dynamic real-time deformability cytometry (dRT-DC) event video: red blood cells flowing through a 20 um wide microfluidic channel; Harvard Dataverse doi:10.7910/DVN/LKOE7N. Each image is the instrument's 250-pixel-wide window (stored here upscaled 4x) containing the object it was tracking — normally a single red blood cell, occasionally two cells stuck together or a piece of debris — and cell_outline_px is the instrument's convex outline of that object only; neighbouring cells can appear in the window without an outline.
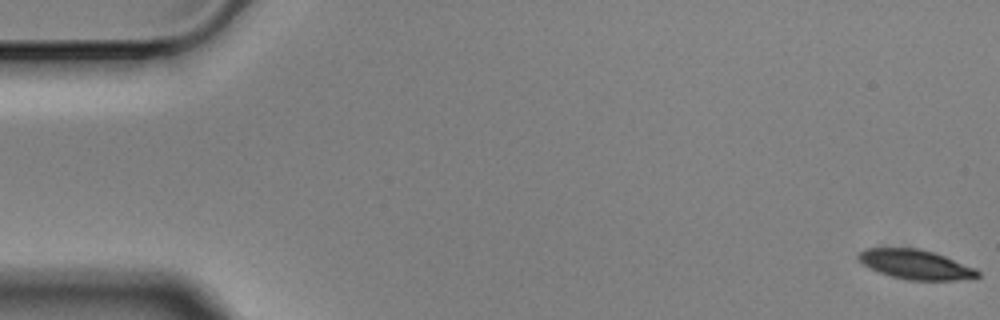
{"species": "Egyptian fruit bat (a non-hibernating species)", "species_latin": "Rousettus aegyptiacus", "temperature_condition": "cold", "stored_images_in_passage": 7, "camera_frame_rate_fps": 3000, "um_per_image_px": 0.085, "animal": {"sex": "male"}, "frame": {"image": 1, "passage_image": 1, "time_ms": 0.0, "image_size_px": [1000, 320], "cell_outline_px": [[980, 276], [956, 280], [908, 280], [892, 276], [868, 268], [856, 256], [864, 248], [920, 248], [944, 256], [976, 268], [980, 272]], "centroid_in_image_um": [77.82, 22.47], "position_along_channel_um": 7.2, "area_um2": 20.35}}
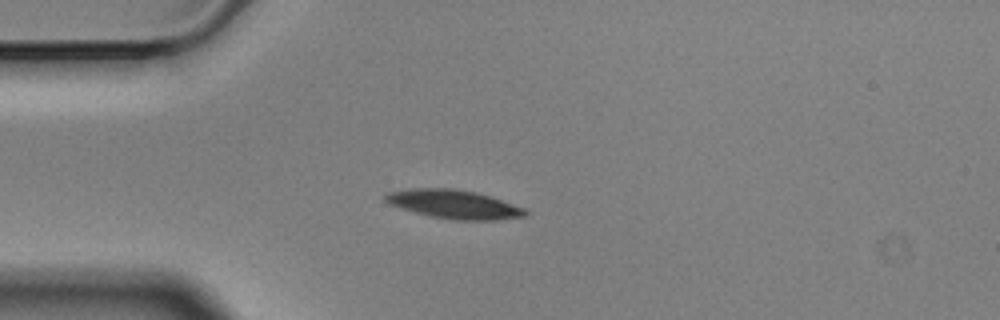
{"frame": {"image": 2, "passage_image": 5, "time_ms": 1.333, "image_size_px": [1000, 320], "cell_outline_px": [[528, 212], [524, 216], [496, 220], [452, 220], [428, 216], [400, 208], [388, 204], [384, 200], [384, 196], [388, 192], [412, 188], [452, 188], [476, 192], [524, 208]], "centroid_in_image_um": [38.52, 17.36], "position_along_channel_um": 46.5, "area_um2": 23.35}}
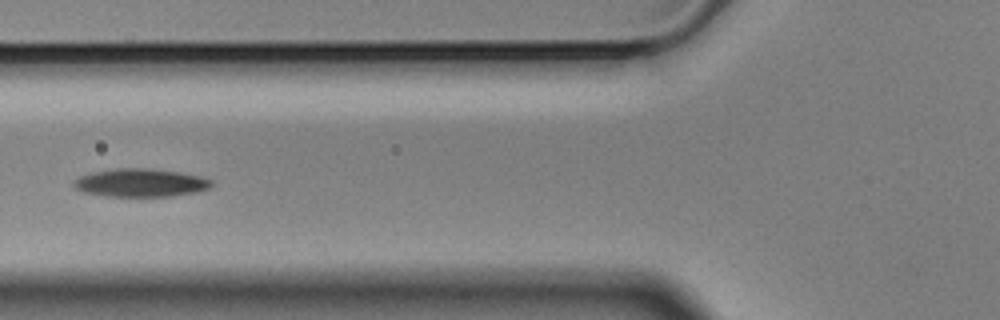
{"frame": {"image": 3, "passage_image": 7, "time_ms": 2.0, "image_size_px": [1000, 320], "cell_outline_px": [[212, 184], [208, 188], [196, 192], [172, 196], [108, 196], [84, 192], [76, 188], [72, 184], [72, 180], [80, 176], [92, 172], [112, 168], [152, 168], [180, 172], [200, 176], [212, 180]], "centroid_in_image_um": [11.93, 15.52], "position_along_channel_um": 113.9, "area_um2": 22.66}}